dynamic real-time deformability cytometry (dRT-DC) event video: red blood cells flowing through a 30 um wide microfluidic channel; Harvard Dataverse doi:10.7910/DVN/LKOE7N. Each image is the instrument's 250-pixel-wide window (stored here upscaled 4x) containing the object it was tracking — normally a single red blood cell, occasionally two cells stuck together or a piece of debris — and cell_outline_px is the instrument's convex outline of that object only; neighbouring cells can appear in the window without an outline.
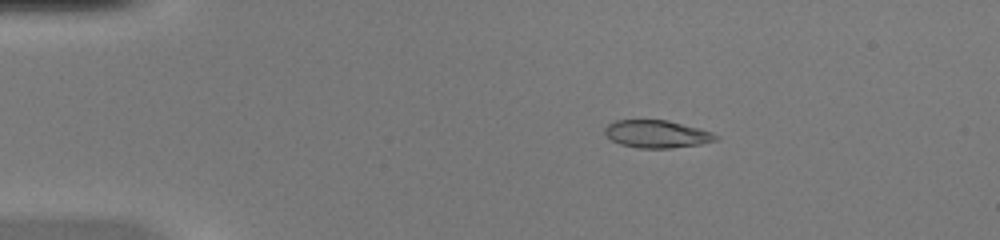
{"species": "common noctule bat (a hibernating species)", "species_latin": "Nyctalus noctula", "temperature_condition": "warm", "stored_images_in_passage": 51, "camera_frame_rate_fps": 3000, "um_per_image_px": 0.085, "animal": {"sex": "female", "body_mass_g": 20.0, "forearm_length_mm": 54.0}, "frame": {"image": 1, "passage_image": 10, "time_ms": 3.0, "image_size_px": [1000, 240], "cell_outline_px": [[720, 136], [716, 140], [700, 144], [672, 148], [636, 148], [620, 144], [612, 140], [604, 132], [604, 128], [608, 124], [616, 120], [668, 120], [700, 128], [712, 132]], "centroid_in_image_um": [55.84, 11.39], "position_along_channel_um": 29.2, "area_um2": 17.92}}
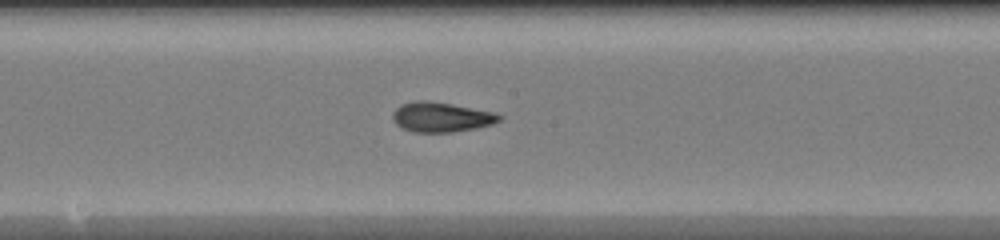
{"frame": {"image": 2, "passage_image": 28, "time_ms": 9.0, "image_size_px": [1000, 240], "cell_outline_px": [[504, 116], [500, 120], [492, 124], [476, 128], [452, 132], [412, 132], [400, 128], [392, 120], [392, 112], [400, 104], [416, 100], [424, 100], [452, 104], [496, 112]], "centroid_in_image_um": [37.48, 9.95], "position_along_channel_um": 210.7, "area_um2": 18.79}}
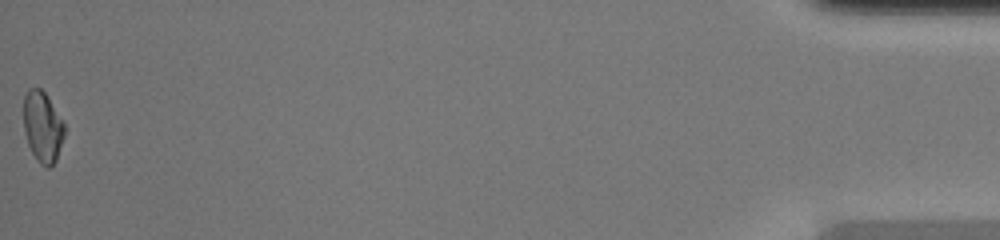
{"frame": {"image": 3, "passage_image": 51, "time_ms": 16.667, "image_size_px": [1000, 240], "cell_outline_px": [[64, 136], [56, 160], [48, 168], [40, 164], [36, 160], [28, 144], [24, 132], [24, 96], [28, 88], [40, 88], [44, 92], [64, 120]], "centroid_in_image_um": [3.62, 10.78], "position_along_channel_um": 431.6, "area_um2": 16.88}, "authors_computed_cell_mechanics": {"area_um2": 17.918, "velocity_mm_per_s": 4.1457, "shape_relaxation_time_tau1_ms": 8.8815, "shape_relaxation_time_tau2_ms": 1.3578, "deformation_change_tau1": 0.3041, "deformation_change_tau2": 0.0595}}